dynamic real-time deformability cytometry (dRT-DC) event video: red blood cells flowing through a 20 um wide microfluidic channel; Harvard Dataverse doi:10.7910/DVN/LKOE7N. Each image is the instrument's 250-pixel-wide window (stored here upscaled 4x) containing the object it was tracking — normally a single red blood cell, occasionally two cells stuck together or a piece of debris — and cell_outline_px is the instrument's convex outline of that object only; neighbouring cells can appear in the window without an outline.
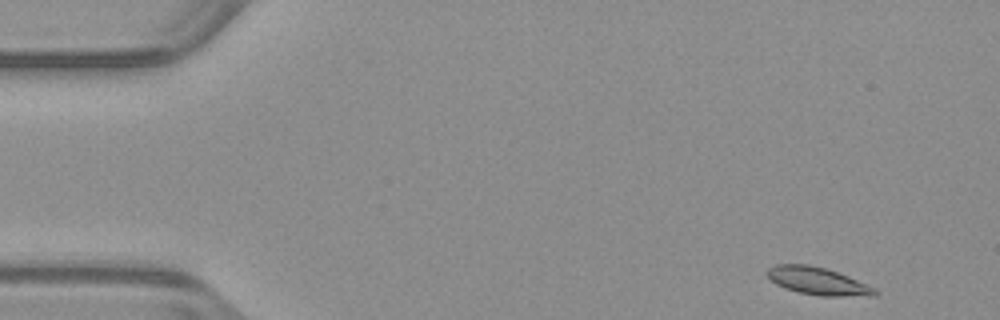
{"species": "common noctule bat (a hibernating species)", "species_latin": "Nyctalus noctula", "temperature_condition": "warm", "stored_images_in_passage": 49, "camera_frame_rate_fps": 3000, "um_per_image_px": 0.085, "animal": {"sex": "male", "body_mass_g": 23.1, "forearm_length_mm": 52.7}, "frame": {"image": 1, "passage_image": 1, "time_ms": 0.0, "image_size_px": [1000, 320], "cell_outline_px": [[880, 292], [876, 296], [820, 296], [800, 292], [784, 288], [776, 284], [764, 272], [768, 268], [776, 264], [808, 264], [824, 268], [848, 276], [876, 288]], "centroid_in_image_um": [69.53, 23.89], "position_along_channel_um": 15.5, "area_um2": 17.34}}
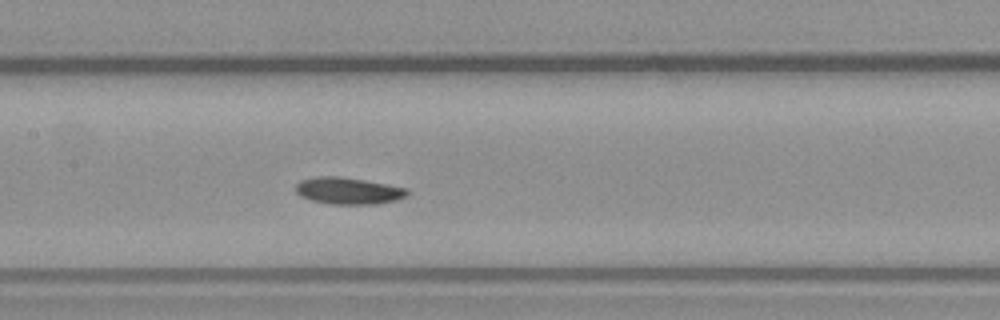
{"frame": {"image": 2, "passage_image": 22, "time_ms": 7.0, "image_size_px": [1000, 320], "cell_outline_px": [[408, 196], [396, 200], [376, 204], [332, 204], [312, 200], [300, 196], [296, 192], [296, 184], [300, 180], [316, 176], [340, 176], [388, 184], [408, 188]], "centroid_in_image_um": [29.62, 16.21], "position_along_channel_um": 177.8, "area_um2": 17.51}}
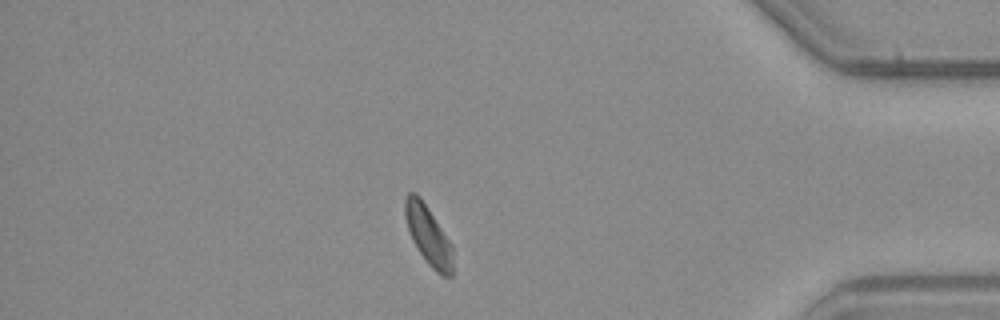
{"frame": {"image": 3, "passage_image": 42, "time_ms": 13.667, "image_size_px": [1000, 320], "cell_outline_px": [[452, 276], [440, 276], [428, 264], [412, 240], [404, 216], [404, 196], [408, 192], [416, 192], [420, 196], [452, 244]], "centroid_in_image_um": [36.38, 19.97], "position_along_channel_um": 398.8, "area_um2": 16.47}, "authors_computed_cell_mechanics": {"area_um2": 16.9354, "velocity_mm_per_s": 3.9142, "shape_relaxation_time_tau1_ms": 3.775, "shape_relaxation_time_tau2_ms": null, "deformation_change_tau1": 0.0878, "deformation_change_tau2": null}}